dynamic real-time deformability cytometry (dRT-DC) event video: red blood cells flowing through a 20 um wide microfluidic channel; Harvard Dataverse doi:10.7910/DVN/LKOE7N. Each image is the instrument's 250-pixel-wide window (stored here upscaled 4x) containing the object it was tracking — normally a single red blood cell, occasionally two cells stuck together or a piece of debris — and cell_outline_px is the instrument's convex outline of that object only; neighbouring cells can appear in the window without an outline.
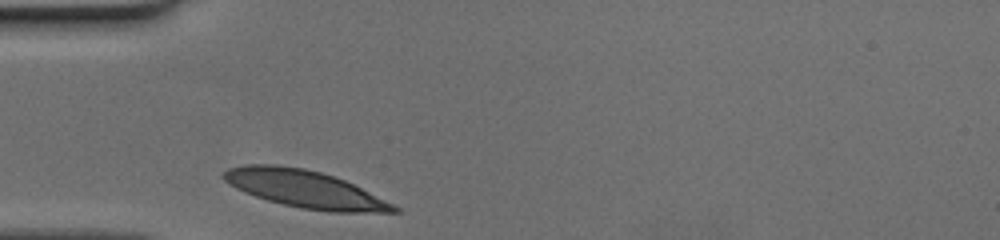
{"species": "human", "species_latin": "Homo sapiens", "temperature_condition": "cold", "stored_images_in_passage": 25, "camera_frame_rate_fps": 3000, "um_per_image_px": 0.085, "donor": {"sex": "female"}, "frame": {"image": 1, "passage_image": 1, "time_ms": 0.0, "image_size_px": [1000, 240], "cell_outline_px": [[400, 212], [332, 212], [300, 208], [268, 200], [244, 192], [236, 188], [224, 180], [220, 176], [228, 168], [244, 164], [276, 164], [304, 168], [320, 172], [344, 180], [400, 208]], "centroid_in_image_um": [25.85, 16.06], "position_along_channel_um": 59.2, "area_um2": 36.65}}
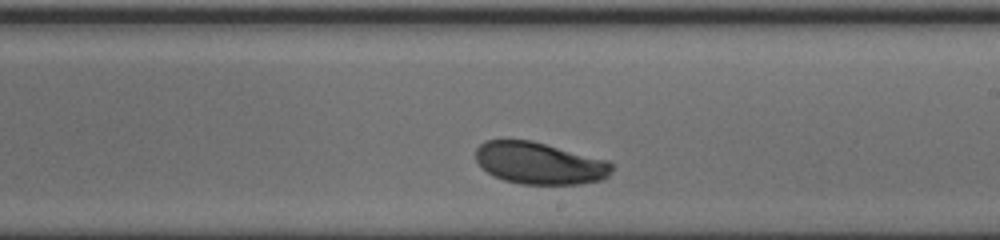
{"frame": {"image": 2, "passage_image": 15, "time_ms": 4.667, "image_size_px": [1000, 240], "cell_outline_px": [[612, 172], [604, 180], [580, 184], [520, 184], [504, 180], [488, 172], [476, 160], [476, 148], [480, 144], [488, 140], [532, 140], [608, 160], [612, 164]], "centroid_in_image_um": [45.9, 13.87], "position_along_channel_um": 243.1, "area_um2": 33.29}}
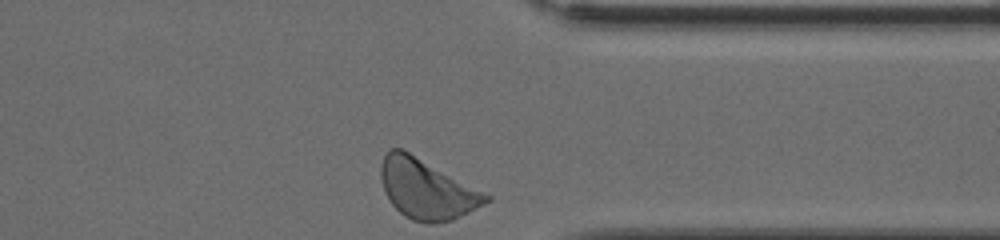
{"frame": {"image": 3, "passage_image": 25, "time_ms": 8.0, "image_size_px": [1000, 240], "cell_outline_px": [[492, 200], [452, 220], [436, 224], [424, 224], [412, 220], [404, 216], [392, 204], [384, 192], [380, 180], [380, 164], [384, 156], [392, 148], [404, 148], [492, 196]], "centroid_in_image_um": [36.25, 16.07], "position_along_channel_um": 375.1, "area_um2": 37.05}}